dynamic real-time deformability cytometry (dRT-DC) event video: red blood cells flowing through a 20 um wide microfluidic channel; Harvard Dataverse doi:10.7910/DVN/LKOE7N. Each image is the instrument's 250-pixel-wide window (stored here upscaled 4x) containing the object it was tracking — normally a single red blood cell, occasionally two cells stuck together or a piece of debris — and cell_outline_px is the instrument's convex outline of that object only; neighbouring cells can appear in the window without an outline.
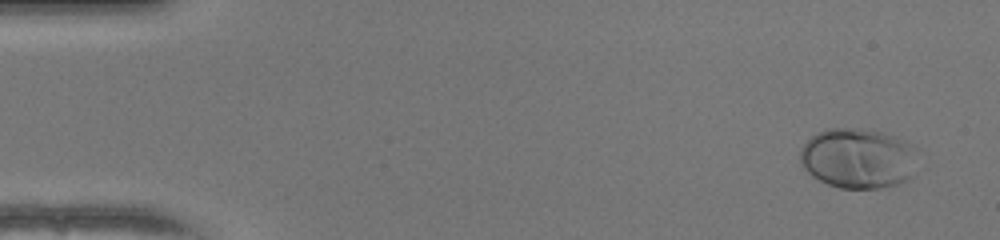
{"species": "human", "species_latin": "Homo sapiens", "temperature_condition": "warm", "stored_images_in_passage": 49, "camera_frame_rate_fps": 3000, "um_per_image_px": 0.085, "donor": {"sex": "female"}, "frame": {"image": 1, "passage_image": 1, "time_ms": 0.0, "image_size_px": [1000, 240], "cell_outline_px": [[912, 176], [908, 180], [896, 184], [880, 188], [840, 188], [828, 184], [812, 176], [804, 168], [800, 160], [800, 148], [812, 136], [828, 128], [856, 128], [880, 132], [892, 136], [908, 144]], "centroid_in_image_um": [72.8, 13.47], "position_along_channel_um": 12.2, "area_um2": 39.94}}
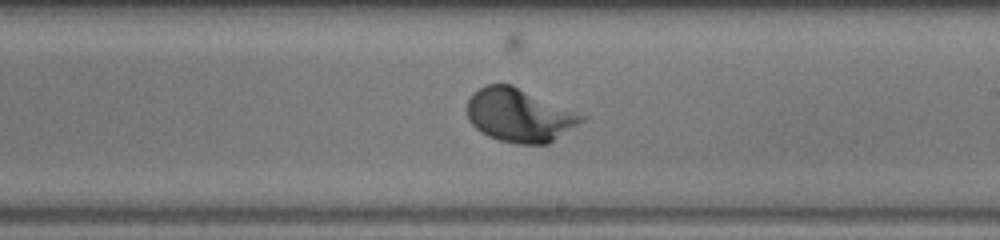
{"frame": {"image": 2, "passage_image": 28, "time_ms": 9.0, "image_size_px": [1000, 240], "cell_outline_px": [[588, 116], [584, 120], [548, 144], [516, 144], [500, 140], [488, 136], [480, 132], [468, 120], [468, 100], [472, 92], [488, 84], [512, 84]], "centroid_in_image_um": [44.15, 9.79], "position_along_channel_um": 244.9, "area_um2": 35.66}}
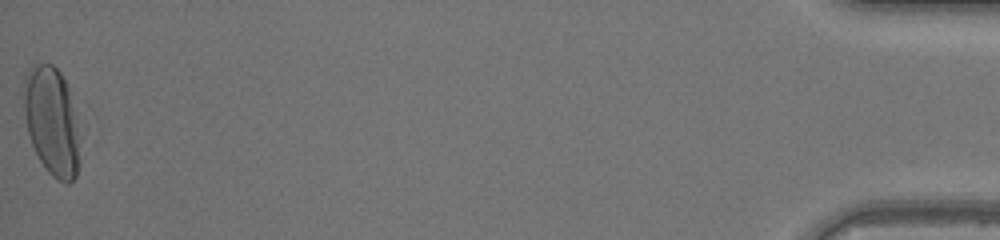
{"frame": {"image": 3, "passage_image": 49, "time_ms": 16.0, "image_size_px": [1000, 240], "cell_outline_px": [[80, 164], [76, 176], [68, 184], [64, 184], [56, 180], [48, 172], [40, 160], [32, 144], [28, 132], [24, 116], [24, 76], [36, 64], [52, 64], [60, 72], [68, 88], [72, 108], [80, 160]], "centroid_in_image_um": [4.37, 10.36], "position_along_channel_um": 430.8, "area_um2": 34.68}, "authors_computed_cell_mechanics": {"area_um2": 34.1598, "velocity_mm_per_s": 4.0994, "shape_relaxation_time_tau1_ms": 2.0645, "shape_relaxation_time_tau2_ms": null, "deformation_change_tau1": 0.1622, "deformation_change_tau2": null}}